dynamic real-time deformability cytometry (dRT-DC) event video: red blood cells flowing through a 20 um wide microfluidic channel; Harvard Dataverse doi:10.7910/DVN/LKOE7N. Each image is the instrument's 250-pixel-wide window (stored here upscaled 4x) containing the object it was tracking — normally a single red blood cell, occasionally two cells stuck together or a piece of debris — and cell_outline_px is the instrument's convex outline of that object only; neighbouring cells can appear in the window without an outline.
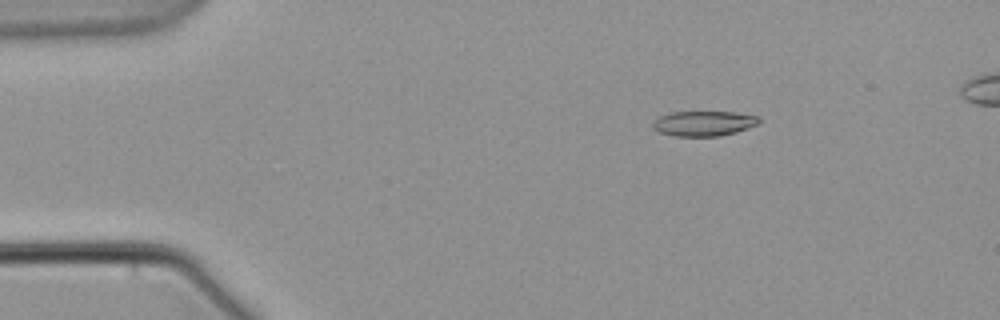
{"species": "common noctule bat (a hibernating species)", "species_latin": "Nyctalus noctula", "temperature_condition": "warm", "stored_images_in_passage": 8, "camera_frame_rate_fps": 3000, "um_per_image_px": 0.085, "animal": {"sex": "male", "body_mass_g": 21.5, "forearm_length_mm": 52.0}, "frame": {"image": 1, "passage_image": 2, "time_ms": 2.333, "image_size_px": [1000, 320], "cell_outline_px": [[760, 124], [736, 132], [720, 136], [672, 136], [660, 132], [652, 128], [652, 124], [660, 116], [672, 112], [736, 112], [760, 116]], "centroid_in_image_um": [59.86, 10.49], "position_along_channel_um": 25.1, "area_um2": 15.61}}
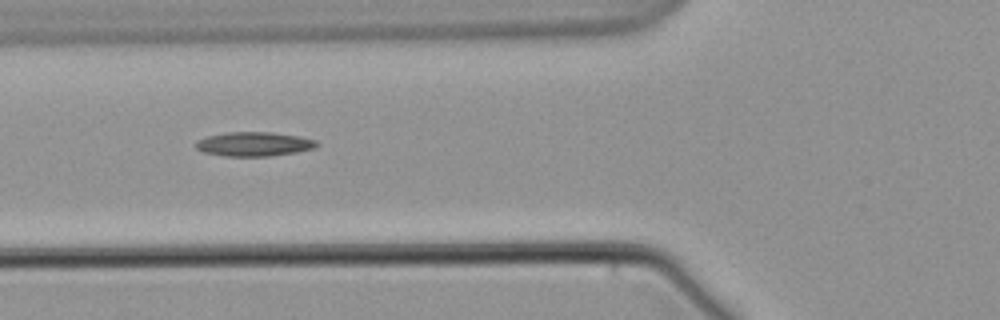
{"frame": {"image": 2, "passage_image": 6, "time_ms": 7.0, "image_size_px": [1000, 320], "cell_outline_px": [[320, 144], [316, 148], [296, 152], [272, 156], [224, 156], [204, 152], [196, 148], [192, 144], [196, 140], [208, 136], [228, 132], [272, 132], [300, 136], [316, 140]], "centroid_in_image_um": [21.6, 12.24], "position_along_channel_um": 104.2, "area_um2": 17.28}}